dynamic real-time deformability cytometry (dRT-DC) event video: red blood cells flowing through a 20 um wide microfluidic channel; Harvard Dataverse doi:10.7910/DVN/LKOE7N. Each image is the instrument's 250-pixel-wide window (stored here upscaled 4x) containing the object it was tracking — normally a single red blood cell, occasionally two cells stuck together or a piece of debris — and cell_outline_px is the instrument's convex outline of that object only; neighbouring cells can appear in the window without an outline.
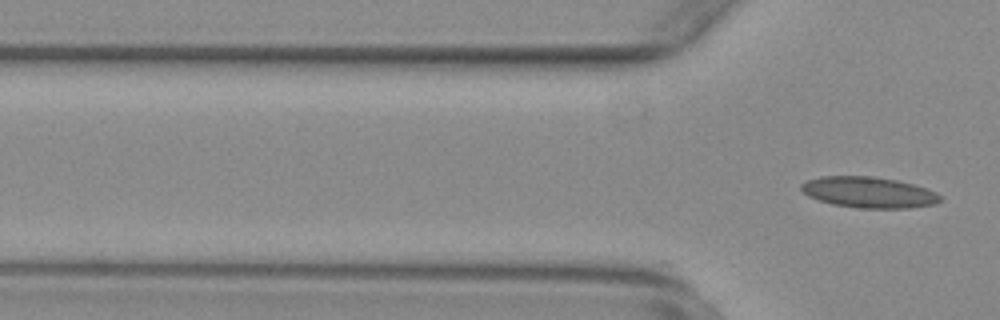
{"species": "common noctule bat (a hibernating species)", "species_latin": "Nyctalus noctula", "temperature_condition": "warm", "stored_images_in_passage": 4, "camera_frame_rate_fps": 3000, "um_per_image_px": 0.085, "animal": {"sex": "female", "body_mass_g": 29.2, "forearm_length_mm": 56.3}, "frame": {"image": 1, "passage_image": 4, "time_ms": 1.0, "image_size_px": [1000, 320], "cell_outline_px": [[940, 200], [932, 204], [908, 208], [856, 208], [832, 204], [808, 196], [800, 188], [800, 184], [808, 180], [820, 176], [872, 176], [896, 180], [912, 184], [936, 192], [940, 196]], "centroid_in_image_um": [73.79, 16.34], "position_along_channel_um": 52.0, "area_um2": 24.85}}